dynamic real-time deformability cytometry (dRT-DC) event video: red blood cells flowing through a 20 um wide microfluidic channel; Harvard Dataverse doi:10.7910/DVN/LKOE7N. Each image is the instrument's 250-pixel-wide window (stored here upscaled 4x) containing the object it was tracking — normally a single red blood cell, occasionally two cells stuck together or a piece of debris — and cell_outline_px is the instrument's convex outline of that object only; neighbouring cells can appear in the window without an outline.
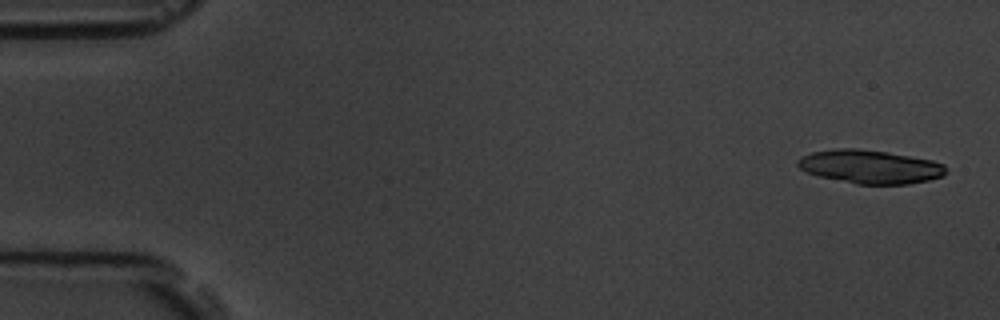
{"species": "common noctule bat (a hibernating species)", "species_latin": "Nyctalus noctula", "temperature_condition": "room temperature", "stored_images_in_passage": 6, "camera_frame_rate_fps": 3000, "um_per_image_px": 0.085, "animal": {"sex": "male", "body_mass_g": 19.5, "forearm_length_mm": 54.6}, "frame": {"image": 1, "passage_image": 1, "time_ms": 0.0, "image_size_px": [1000, 320], "cell_outline_px": [[948, 172], [944, 176], [928, 180], [908, 184], [856, 184], [820, 176], [804, 172], [796, 164], [796, 160], [800, 156], [812, 152], [836, 148], [860, 148], [888, 152], [932, 160], [944, 164], [948, 168]], "centroid_in_image_um": [73.96, 14.16], "position_along_channel_um": 11.0, "area_um2": 29.3}}